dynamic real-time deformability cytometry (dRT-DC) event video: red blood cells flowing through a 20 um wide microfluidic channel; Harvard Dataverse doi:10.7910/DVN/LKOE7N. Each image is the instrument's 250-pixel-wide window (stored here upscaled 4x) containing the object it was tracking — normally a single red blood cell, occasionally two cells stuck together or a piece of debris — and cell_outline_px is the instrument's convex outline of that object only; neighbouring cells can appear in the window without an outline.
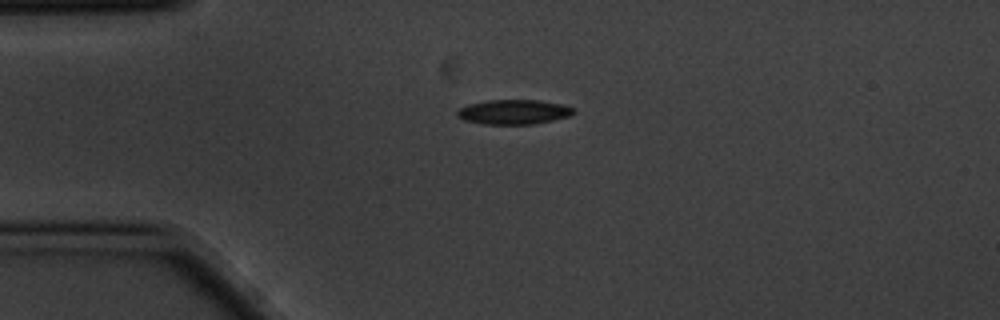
{"species": "common noctule bat (a hibernating species)", "species_latin": "Nyctalus noctula", "temperature_condition": "cold", "stored_images_in_passage": 2, "camera_frame_rate_fps": 3000, "um_per_image_px": 0.085, "animal": {"sex": "male", "body_mass_g": 20.1, "forearm_length_mm": 53.5}, "frame": {"image": 1, "passage_image": 1, "time_ms": 0.0, "image_size_px": [1000, 320], "cell_outline_px": [[576, 112], [568, 116], [552, 120], [532, 124], [484, 124], [464, 120], [456, 116], [456, 112], [460, 108], [468, 104], [488, 100], [540, 100], [564, 104], [576, 108]], "centroid_in_image_um": [43.68, 9.51], "position_along_channel_um": 41.3, "area_um2": 16.82}}